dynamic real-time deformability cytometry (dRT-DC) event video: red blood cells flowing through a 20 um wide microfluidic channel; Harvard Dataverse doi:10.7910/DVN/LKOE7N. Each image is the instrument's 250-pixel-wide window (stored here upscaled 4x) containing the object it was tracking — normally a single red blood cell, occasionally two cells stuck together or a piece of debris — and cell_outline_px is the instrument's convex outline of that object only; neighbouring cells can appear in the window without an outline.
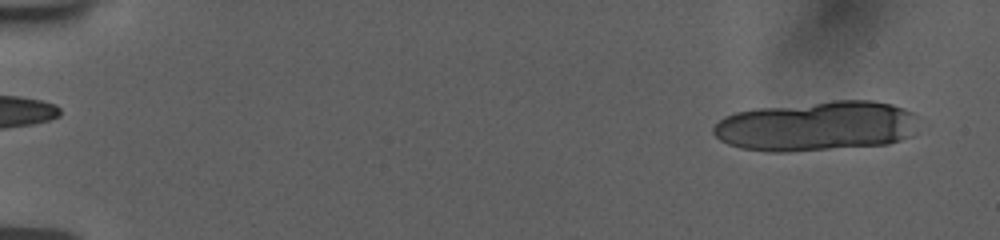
{"species": "human", "species_latin": "Homo sapiens", "temperature_condition": "room temperature", "stored_images_in_passage": 19, "camera_frame_rate_fps": 3000, "um_per_image_px": 0.085, "donor": {"sex": "female"}, "frame": {"image": 1, "passage_image": 3, "time_ms": 0.667, "image_size_px": [1000, 240], "cell_outline_px": [[928, 124], [912, 136], [888, 144], [788, 152], [768, 152], [740, 148], [728, 144], [720, 140], [712, 132], [712, 128], [724, 116], [736, 112], [756, 108], [832, 100], [872, 100], [892, 104], [904, 108], [920, 116]], "centroid_in_image_um": [69.55, 10.71], "position_along_channel_um": 15.5, "area_um2": 61.09}}